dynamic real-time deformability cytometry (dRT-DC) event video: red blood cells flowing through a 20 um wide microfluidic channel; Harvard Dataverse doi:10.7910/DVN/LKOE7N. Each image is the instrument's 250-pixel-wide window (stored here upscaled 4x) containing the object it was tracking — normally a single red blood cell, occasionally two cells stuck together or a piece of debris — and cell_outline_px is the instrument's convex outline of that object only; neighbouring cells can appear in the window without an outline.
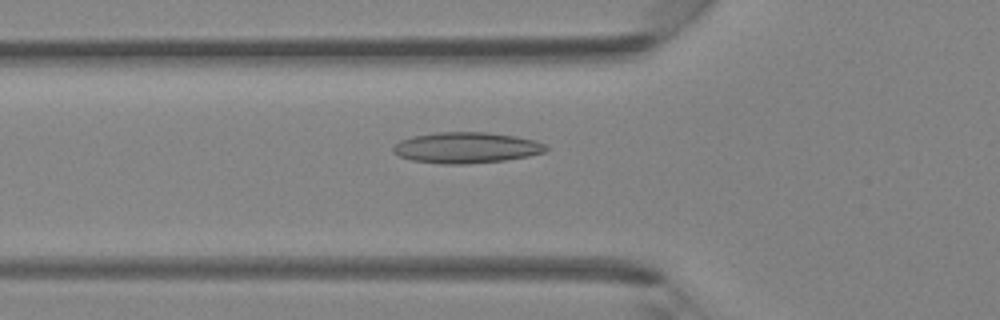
{"species": "Egyptian fruit bat (a non-hibernating species)", "species_latin": "Rousettus aegyptiacus", "temperature_condition": "room temperature", "stored_images_in_passage": 42, "camera_frame_rate_fps": 3000, "um_per_image_px": 0.085, "animal": {"sex": "female"}, "frame": {"image": 1, "passage_image": 15, "time_ms": 4.667, "image_size_px": [1000, 320], "cell_outline_px": [[548, 148], [544, 152], [528, 156], [504, 160], [464, 164], [444, 164], [412, 160], [400, 156], [392, 152], [392, 148], [400, 140], [412, 136], [436, 132], [484, 132], [516, 136], [536, 140], [544, 144]], "centroid_in_image_um": [39.62, 12.54], "position_along_channel_um": 86.2, "area_um2": 27.46}}
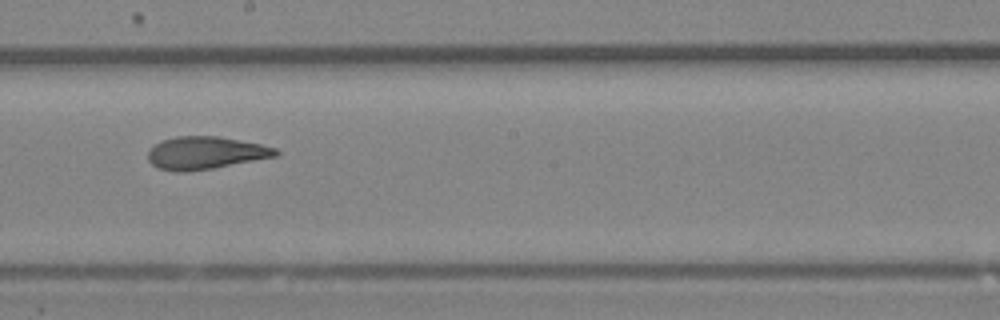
{"frame": {"image": 2, "passage_image": 24, "time_ms": 7.667, "image_size_px": [1000, 320], "cell_outline_px": [[280, 152], [276, 156], [212, 168], [188, 172], [176, 172], [156, 168], [148, 160], [148, 152], [160, 140], [176, 136], [220, 136], [260, 144], [276, 148]], "centroid_in_image_um": [17.43, 12.99], "position_along_channel_um": 230.8, "area_um2": 24.28}}
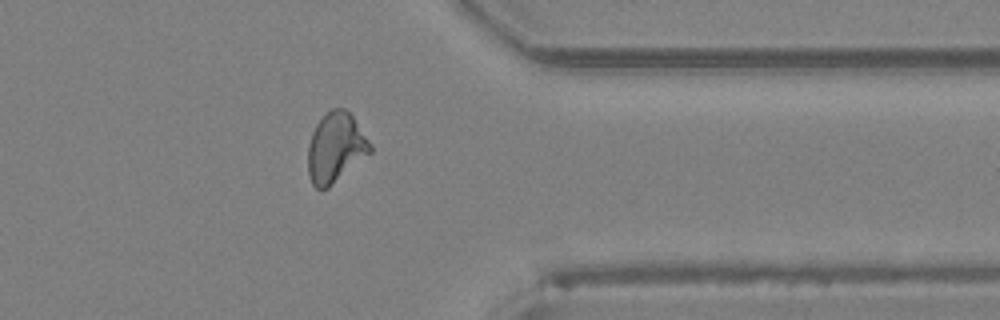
{"frame": {"image": 3, "passage_image": 34, "time_ms": 11.0, "image_size_px": [1000, 320], "cell_outline_px": [[372, 152], [328, 188], [320, 192], [312, 184], [308, 176], [308, 144], [312, 132], [316, 124], [332, 108], [344, 108], [352, 116], [372, 144]], "centroid_in_image_um": [28.52, 12.59], "position_along_channel_um": 382.9, "area_um2": 25.37}}